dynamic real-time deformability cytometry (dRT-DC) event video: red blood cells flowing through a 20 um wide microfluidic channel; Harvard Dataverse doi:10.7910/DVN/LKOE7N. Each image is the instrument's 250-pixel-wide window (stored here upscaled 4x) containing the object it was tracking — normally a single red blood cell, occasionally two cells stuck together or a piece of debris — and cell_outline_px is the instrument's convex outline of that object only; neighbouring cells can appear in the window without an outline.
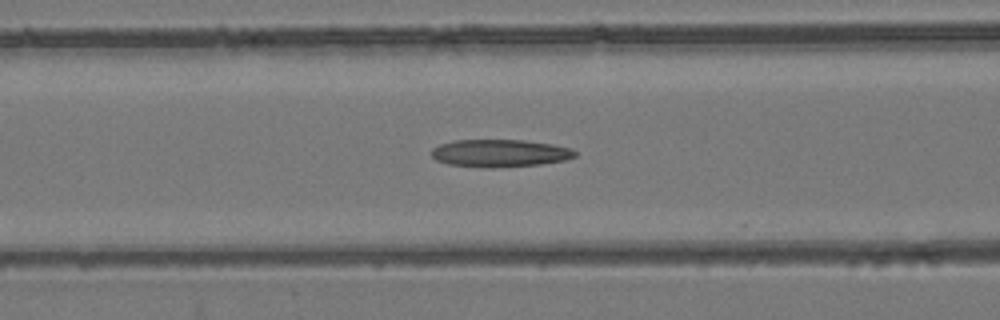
{"species": "common noctule bat (a hibernating species)", "species_latin": "Nyctalus noctula", "temperature_condition": "room temperature", "stored_images_in_passage": 54, "camera_frame_rate_fps": 3000, "um_per_image_px": 0.085, "animal": {"sex": "female", "body_mass_g": 24.6, "forearm_length_mm": 56.2}, "frame": {"image": 1, "passage_image": 23, "time_ms": 7.333, "image_size_px": [1000, 320], "cell_outline_px": [[576, 156], [564, 160], [540, 164], [492, 168], [488, 168], [448, 164], [436, 160], [432, 156], [432, 148], [440, 144], [452, 140], [524, 140], [552, 144], [572, 148], [576, 152]], "centroid_in_image_um": [42.48, 13.02], "position_along_channel_um": 124.1, "area_um2": 23.06}}
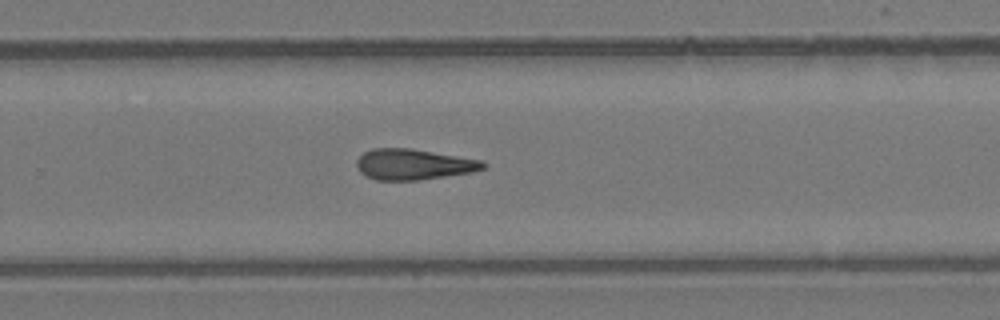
{"frame": {"image": 2, "passage_image": 36, "time_ms": 11.667, "image_size_px": [1000, 320], "cell_outline_px": [[488, 164], [484, 168], [472, 172], [420, 180], [376, 180], [364, 176], [360, 172], [356, 164], [356, 160], [364, 152], [372, 148], [412, 148], [484, 160]], "centroid_in_image_um": [35.16, 13.97], "position_along_channel_um": 294.6, "area_um2": 22.95}}
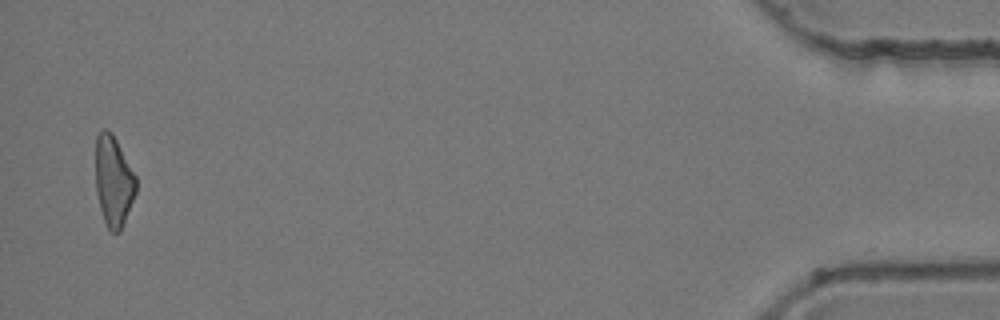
{"frame": {"image": 3, "passage_image": 53, "time_ms": 17.333, "image_size_px": [1000, 320], "cell_outline_px": [[136, 192], [120, 232], [108, 232], [100, 208], [96, 192], [96, 136], [104, 128], [112, 132], [136, 176]], "centroid_in_image_um": [9.64, 15.4], "position_along_channel_um": 425.6, "area_um2": 21.27}, "authors_computed_cell_mechanics": {"area_um2": 22.8888, "velocity_mm_per_s": 3.9441, "shape_relaxation_time_tau1_ms": null, "shape_relaxation_time_tau2_ms": 6.8278, "deformation_change_tau1": null, "deformation_change_tau2": 0.2145}}